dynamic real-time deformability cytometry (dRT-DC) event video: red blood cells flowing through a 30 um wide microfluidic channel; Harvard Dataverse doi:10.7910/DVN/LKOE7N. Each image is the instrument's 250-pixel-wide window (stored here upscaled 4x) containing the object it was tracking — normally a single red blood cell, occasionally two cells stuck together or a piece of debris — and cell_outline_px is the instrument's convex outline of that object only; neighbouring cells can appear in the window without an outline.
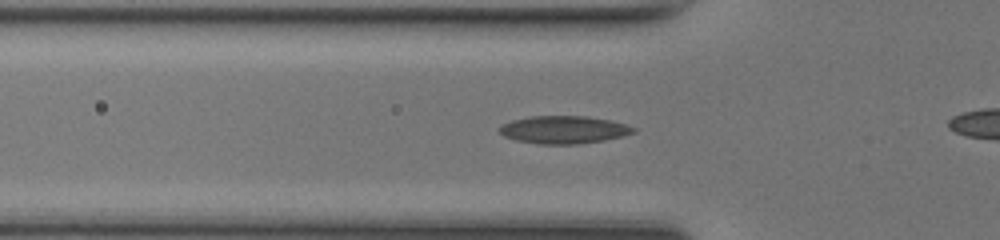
{"species": "common noctule bat (a hibernating species)", "species_latin": "Nyctalus noctula", "temperature_condition": "room temperature", "stored_images_in_passage": 27, "camera_frame_rate_fps": 3000, "um_per_image_px": 0.085, "animal": {"sex": "female", "body_mass_g": 17.0, "forearm_length_mm": 48.0}, "frame": {"image": 1, "passage_image": 4, "time_ms": 1.0, "image_size_px": [1000, 240], "cell_outline_px": [[636, 132], [604, 140], [576, 144], [540, 144], [516, 140], [504, 136], [500, 132], [500, 124], [512, 120], [528, 116], [588, 116], [612, 120], [628, 124], [636, 128]], "centroid_in_image_um": [47.93, 11.01], "position_along_channel_um": 77.9, "area_um2": 21.73}}
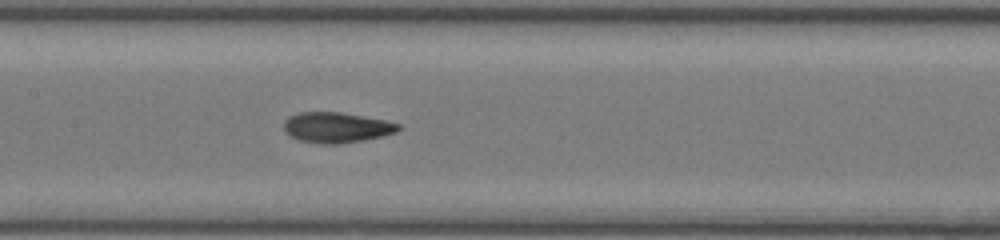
{"frame": {"image": 2, "passage_image": 11, "time_ms": 3.333, "image_size_px": [1000, 240], "cell_outline_px": [[404, 128], [396, 132], [364, 140], [340, 144], [320, 144], [300, 140], [288, 136], [284, 132], [284, 120], [288, 116], [300, 112], [340, 112], [384, 120], [400, 124]], "centroid_in_image_um": [28.58, 10.84], "position_along_channel_um": 178.8, "area_um2": 20.46}}
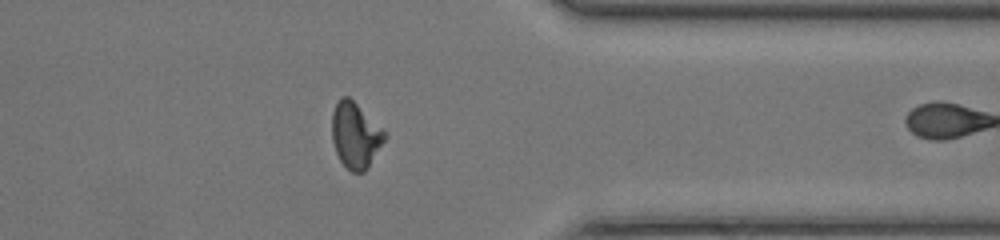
{"frame": {"image": 3, "passage_image": 26, "time_ms": 8.333, "image_size_px": [1000, 240], "cell_outline_px": [[388, 136], [368, 168], [364, 172], [352, 172], [340, 160], [336, 152], [332, 140], [332, 112], [340, 96], [348, 96]], "centroid_in_image_um": [30.19, 11.52], "position_along_channel_um": 381.2, "area_um2": 19.83}}